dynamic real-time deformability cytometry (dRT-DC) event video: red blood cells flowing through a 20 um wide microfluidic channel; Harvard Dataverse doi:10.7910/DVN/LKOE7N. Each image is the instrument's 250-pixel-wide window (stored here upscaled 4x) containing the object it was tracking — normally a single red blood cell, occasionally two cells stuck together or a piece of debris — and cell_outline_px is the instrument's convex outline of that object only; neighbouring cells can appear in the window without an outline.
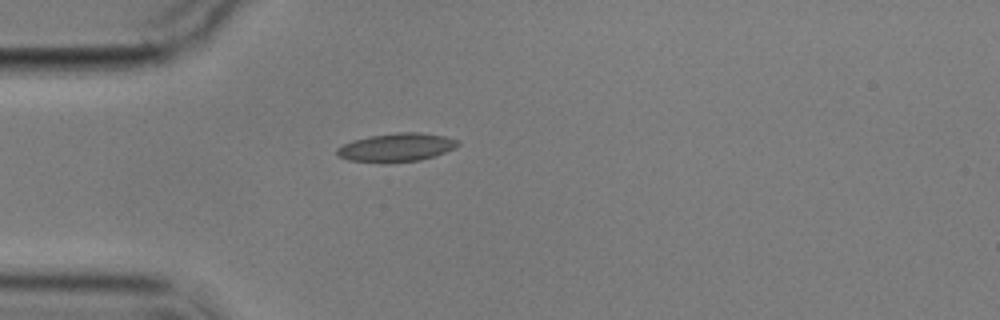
{"species": "common noctule bat (a hibernating species)", "species_latin": "Nyctalus noctula", "temperature_condition": "cold", "stored_images_in_passage": 1, "camera_frame_rate_fps": 3000, "um_per_image_px": 0.085, "animal": {"sex": "male", "body_mass_g": 17.9}, "frame": {"image": 1, "passage_image": 1, "time_ms": 0.0, "image_size_px": [1000, 320], "cell_outline_px": [[460, 144], [456, 148], [420, 160], [348, 160], [340, 156], [336, 152], [336, 148], [352, 140], [368, 136], [396, 132], [416, 132], [444, 136], [460, 140]], "centroid_in_image_um": [33.74, 12.47], "position_along_channel_um": 51.3, "area_um2": 19.25}}